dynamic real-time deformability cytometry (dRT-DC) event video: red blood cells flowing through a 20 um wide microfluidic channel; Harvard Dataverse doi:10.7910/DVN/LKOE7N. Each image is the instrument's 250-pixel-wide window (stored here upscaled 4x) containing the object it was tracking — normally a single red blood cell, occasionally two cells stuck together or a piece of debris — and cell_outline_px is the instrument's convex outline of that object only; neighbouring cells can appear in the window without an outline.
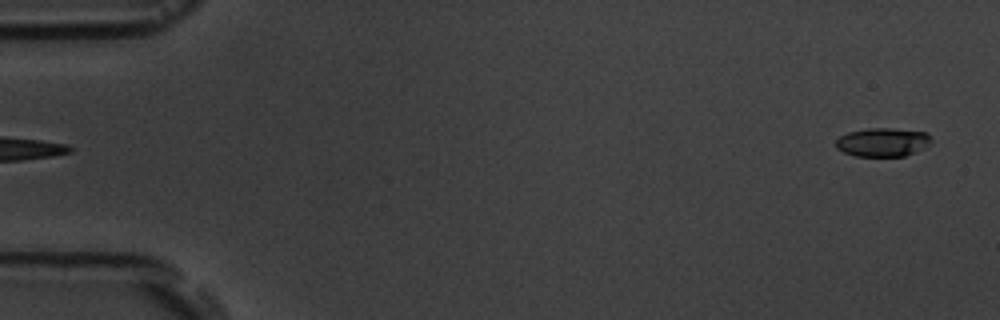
{"species": "common noctule bat (a hibernating species)", "species_latin": "Nyctalus noctula", "temperature_condition": "room temperature", "stored_images_in_passage": 4, "segment_of_instrument_passage": [2, 2], "camera_frame_rate_fps": 3000, "um_per_image_px": 0.085, "animal": {"sex": "male", "body_mass_g": 19.5, "forearm_length_mm": 54.6}, "frame": {"image": 1, "passage_image": 4, "time_ms": 4.667, "image_size_px": [1000, 320], "cell_outline_px": [[932, 140], [924, 148], [916, 152], [904, 156], [856, 156], [844, 152], [836, 148], [836, 140], [840, 136], [848, 132], [868, 128], [892, 128], [924, 132]], "centroid_in_image_um": [75.01, 12.09], "position_along_channel_um": 10.0, "area_um2": 15.84}}